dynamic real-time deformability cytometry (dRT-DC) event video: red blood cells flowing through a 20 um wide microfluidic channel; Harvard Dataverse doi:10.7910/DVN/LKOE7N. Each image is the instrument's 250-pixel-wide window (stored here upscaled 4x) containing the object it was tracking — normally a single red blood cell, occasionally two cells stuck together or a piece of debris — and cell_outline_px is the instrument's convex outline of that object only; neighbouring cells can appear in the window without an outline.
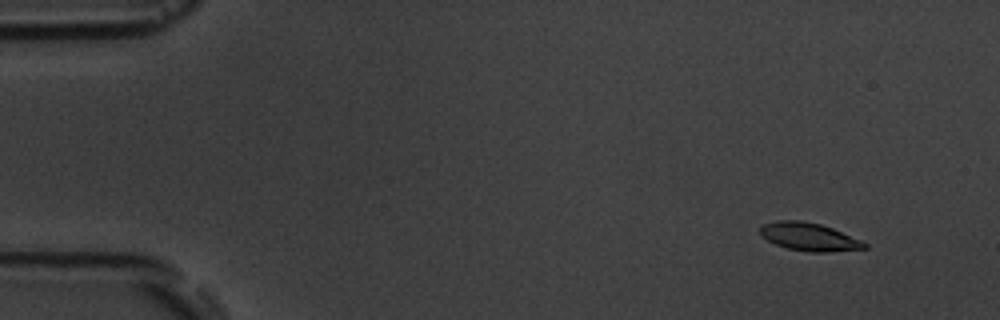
{"species": "common noctule bat (a hibernating species)", "species_latin": "Nyctalus noctula", "temperature_condition": "room temperature", "stored_images_in_passage": 6, "camera_frame_rate_fps": 3000, "um_per_image_px": 0.085, "animal": {"sex": "male", "body_mass_g": 19.5, "forearm_length_mm": 54.6}, "frame": {"image": 1, "passage_image": 2, "time_ms": 1.333, "image_size_px": [1000, 320], "cell_outline_px": [[868, 248], [828, 252], [808, 252], [788, 248], [776, 244], [768, 240], [760, 232], [760, 228], [764, 224], [780, 220], [800, 220], [820, 224], [832, 228], [860, 240], [868, 244]], "centroid_in_image_um": [68.8, 20.13], "position_along_channel_um": 16.2, "area_um2": 16.76}}